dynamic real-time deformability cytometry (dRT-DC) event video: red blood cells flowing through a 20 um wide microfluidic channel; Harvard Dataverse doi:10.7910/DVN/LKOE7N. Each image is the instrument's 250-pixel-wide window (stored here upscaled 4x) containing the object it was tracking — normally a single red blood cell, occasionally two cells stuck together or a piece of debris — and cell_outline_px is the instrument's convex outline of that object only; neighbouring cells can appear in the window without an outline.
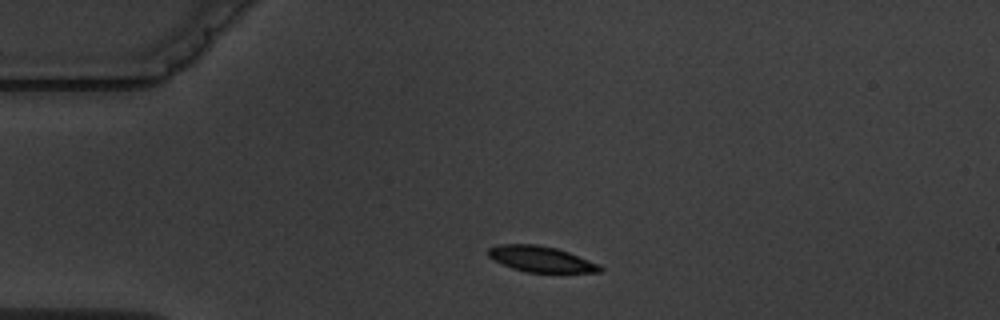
{"species": "common noctule bat (a hibernating species)", "species_latin": "Nyctalus noctula", "temperature_condition": "warm", "stored_images_in_passage": 2, "camera_frame_rate_fps": 3000, "um_per_image_px": 0.085, "animal": {"sex": "male", "body_mass_g": 19.5, "forearm_length_mm": 54.6}, "frame": {"image": 1, "passage_image": 1, "time_ms": 0.0, "image_size_px": [1000, 320], "cell_outline_px": [[604, 268], [600, 272], [528, 272], [512, 268], [488, 256], [488, 248], [500, 244], [536, 244], [556, 248], [568, 252], [600, 264]], "centroid_in_image_um": [46.01, 22.01], "position_along_channel_um": 39.0, "area_um2": 16.59}}